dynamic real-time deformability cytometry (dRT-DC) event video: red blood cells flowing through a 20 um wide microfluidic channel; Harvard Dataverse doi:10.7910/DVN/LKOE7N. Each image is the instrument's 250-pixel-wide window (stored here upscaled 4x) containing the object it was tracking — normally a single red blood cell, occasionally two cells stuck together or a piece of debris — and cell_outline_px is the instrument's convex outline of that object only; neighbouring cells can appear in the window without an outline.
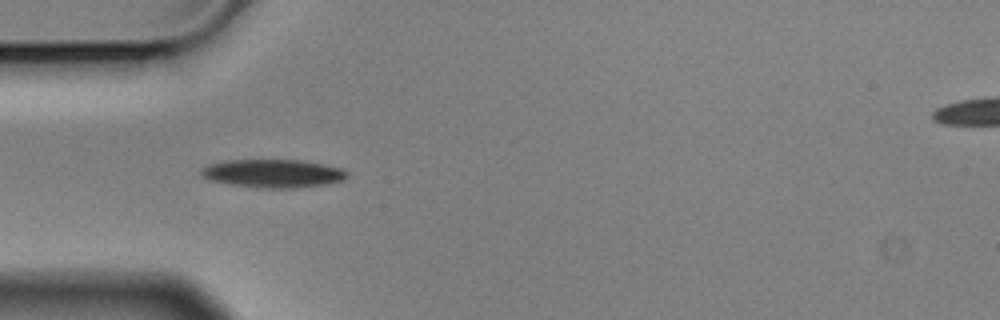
{"species": "Egyptian fruit bat (a non-hibernating species)", "species_latin": "Rousettus aegyptiacus", "temperature_condition": "cold", "stored_images_in_passage": 5, "camera_frame_rate_fps": 3000, "um_per_image_px": 0.085, "animal": {"sex": "male"}, "frame": {"image": 1, "passage_image": 4, "time_ms": 1.0, "image_size_px": [1000, 320], "cell_outline_px": [[348, 176], [344, 180], [324, 184], [292, 188], [260, 188], [232, 184], [208, 180], [200, 172], [200, 168], [208, 164], [228, 160], [304, 160], [340, 168], [348, 172]], "centroid_in_image_um": [23.19, 14.74], "position_along_channel_um": 61.8, "area_um2": 23.93}}
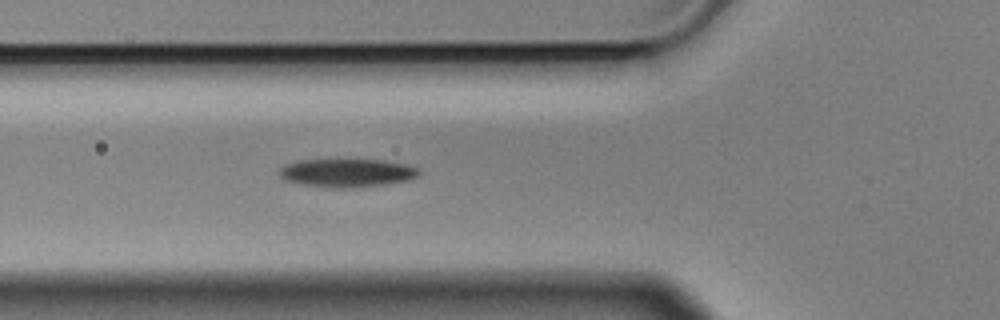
{"frame": {"image": 2, "passage_image": 5, "time_ms": 1.333, "image_size_px": [1000, 320], "cell_outline_px": [[420, 172], [416, 176], [408, 180], [384, 184], [348, 188], [340, 188], [300, 184], [284, 180], [276, 172], [284, 164], [296, 160], [384, 160], [408, 164], [416, 168]], "centroid_in_image_um": [29.43, 14.68], "position_along_channel_um": 96.4, "area_um2": 23.0}}